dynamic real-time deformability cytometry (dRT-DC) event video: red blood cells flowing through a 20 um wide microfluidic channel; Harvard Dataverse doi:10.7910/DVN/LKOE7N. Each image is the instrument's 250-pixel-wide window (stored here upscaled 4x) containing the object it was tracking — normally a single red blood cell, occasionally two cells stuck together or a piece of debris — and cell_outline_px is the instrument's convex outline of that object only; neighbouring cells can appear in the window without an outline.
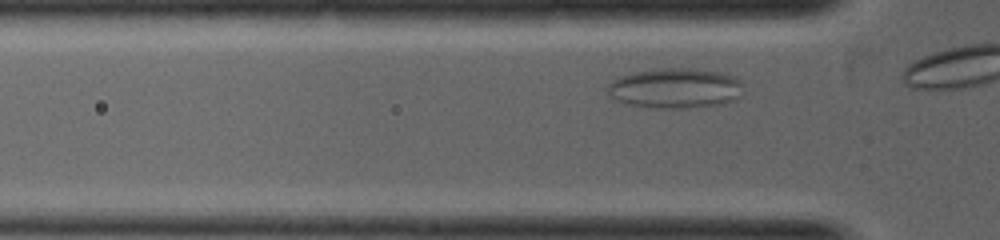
{"species": "common noctule bat (a hibernating species)", "species_latin": "Nyctalus noctula", "temperature_condition": "warm", "stored_images_in_passage": 2, "camera_frame_rate_fps": 5000, "um_per_image_px": 0.085, "animal": {"sex": "female", "body_mass_g": 19.0, "forearm_length_mm": 53.3}, "frame": {"image": 1, "passage_image": 2, "time_ms": 0.8, "image_size_px": [1000, 240], "cell_outline_px": [[740, 96], [736, 100], [724, 104], [688, 108], [652, 108], [624, 104], [616, 100], [608, 92], [608, 84], [616, 76], [636, 72], [660, 68], [688, 68], [720, 72], [736, 76], [740, 80]], "centroid_in_image_um": [57.38, 7.51], "position_along_channel_um": 68.4, "area_um2": 32.02}}